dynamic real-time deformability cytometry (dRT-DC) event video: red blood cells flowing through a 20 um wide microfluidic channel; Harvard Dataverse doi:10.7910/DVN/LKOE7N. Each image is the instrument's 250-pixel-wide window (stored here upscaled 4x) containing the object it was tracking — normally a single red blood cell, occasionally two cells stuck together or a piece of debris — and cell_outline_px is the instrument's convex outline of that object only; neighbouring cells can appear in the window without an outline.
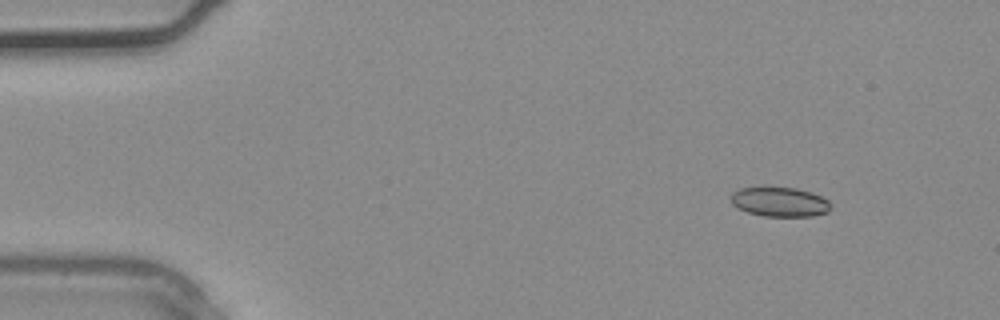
{"species": "common noctule bat (a hibernating species)", "species_latin": "Nyctalus noctula", "temperature_condition": "warm", "stored_images_in_passage": 4, "camera_frame_rate_fps": 3000, "um_per_image_px": 0.085, "animal": {"sex": "male", "body_mass_g": 20.4}, "frame": {"image": 1, "passage_image": 1, "time_ms": 0.0, "image_size_px": [1000, 320], "cell_outline_px": [[832, 208], [828, 212], [812, 216], [764, 216], [748, 212], [732, 204], [732, 192], [740, 188], [796, 188], [812, 192], [828, 200], [832, 204]], "centroid_in_image_um": [66.33, 17.17], "position_along_channel_um": 18.7, "area_um2": 16.99}}
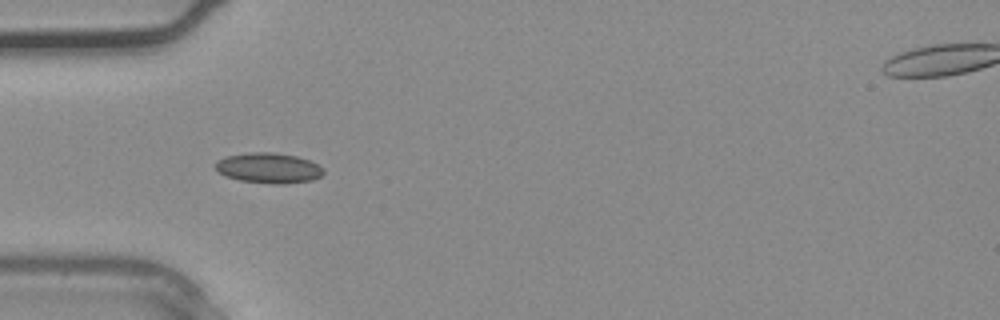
{"frame": {"image": 2, "passage_image": 3, "time_ms": 0.667, "image_size_px": [1000, 320], "cell_outline_px": [[324, 172], [320, 176], [312, 180], [284, 184], [276, 184], [240, 180], [224, 176], [212, 164], [216, 160], [224, 156], [248, 152], [272, 152], [296, 156], [308, 160], [324, 168]], "centroid_in_image_um": [22.79, 14.27], "position_along_channel_um": 62.2, "area_um2": 19.19}}
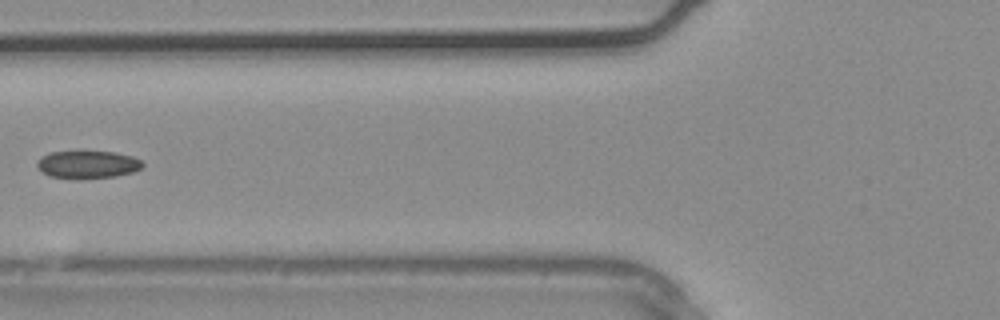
{"frame": {"image": 3, "passage_image": 4, "time_ms": 1.0, "image_size_px": [1000, 320], "cell_outline_px": [[144, 164], [140, 168], [132, 172], [116, 176], [76, 180], [52, 176], [40, 172], [36, 164], [36, 160], [40, 156], [48, 152], [116, 152], [132, 156], [140, 160]], "centroid_in_image_um": [7.39, 14.0], "position_along_channel_um": 118.4, "area_um2": 17.22}}